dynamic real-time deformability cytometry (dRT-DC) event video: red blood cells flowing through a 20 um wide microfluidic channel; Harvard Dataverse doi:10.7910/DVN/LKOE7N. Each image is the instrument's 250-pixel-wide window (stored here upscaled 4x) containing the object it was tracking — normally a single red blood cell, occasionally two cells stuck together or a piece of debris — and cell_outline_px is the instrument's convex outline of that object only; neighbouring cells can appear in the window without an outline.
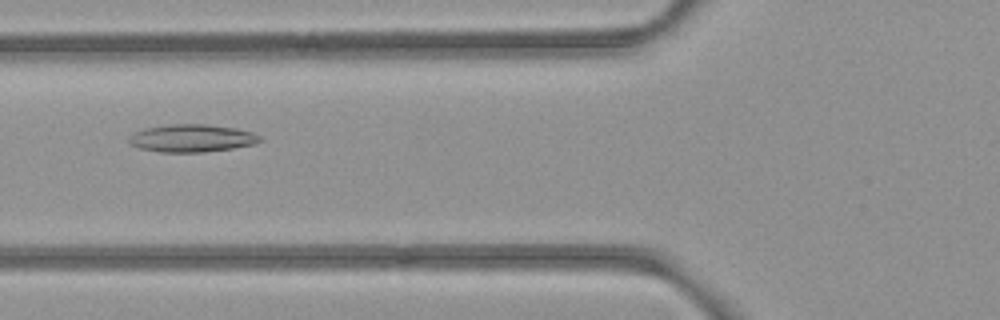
{"species": "common noctule bat (a hibernating species)", "species_latin": "Nyctalus noctula", "temperature_condition": "room temperature", "stored_images_in_passage": 37, "camera_frame_rate_fps": 3000, "um_per_image_px": 0.085, "animal": {"sex": "female", "body_mass_g": 21.9}, "frame": {"image": 1, "passage_image": 5, "time_ms": 1.333, "image_size_px": [1000, 320], "cell_outline_px": [[264, 140], [256, 144], [232, 148], [204, 152], [160, 152], [140, 148], [128, 144], [128, 136], [132, 132], [144, 128], [172, 124], [204, 124], [236, 128], [252, 132], [260, 136]], "centroid_in_image_um": [16.28, 11.75], "position_along_channel_um": 109.5, "area_um2": 21.33}}
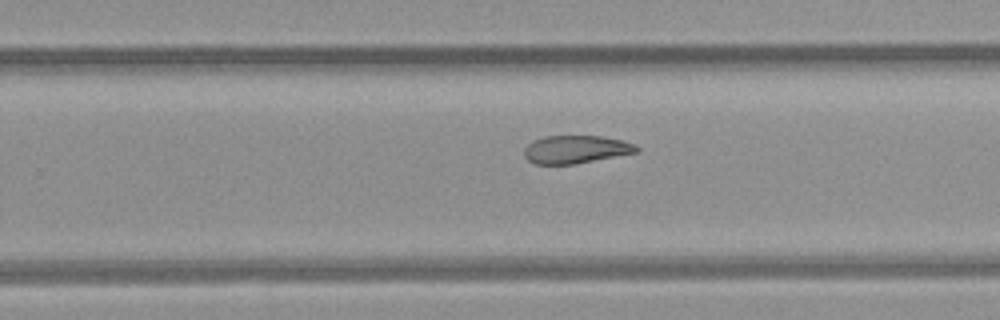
{"frame": {"image": 2, "passage_image": 18, "time_ms": 5.667, "image_size_px": [1000, 320], "cell_outline_px": [[640, 152], [572, 164], [532, 164], [524, 156], [524, 148], [532, 140], [544, 136], [600, 136], [620, 140], [636, 144], [640, 148]], "centroid_in_image_um": [48.93, 12.7], "position_along_channel_um": 280.9, "area_um2": 18.38}}
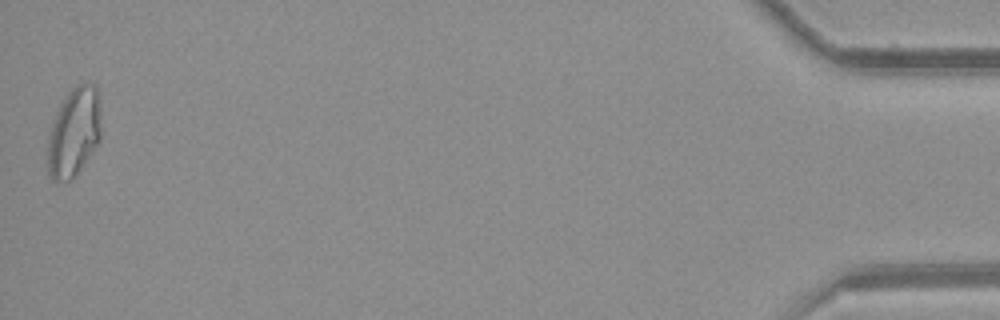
{"frame": {"image": 3, "passage_image": 37, "time_ms": 12.0, "image_size_px": [1000, 320], "cell_outline_px": [[100, 140], [76, 172], [68, 180], [56, 184], [48, 176], [48, 136], [56, 112], [60, 104], [68, 92], [72, 88], [88, 80], [96, 84], [100, 128]], "centroid_in_image_um": [6.25, 11.22], "position_along_channel_um": 428.9, "area_um2": 27.34}, "authors_computed_cell_mechanics": {"area_um2": 20.4612, "velocity_mm_per_s": 3.9538, "shape_relaxation_time_tau1_ms": null, "shape_relaxation_time_tau2_ms": 6.3454, "deformation_change_tau1": null, "deformation_change_tau2": 0.1438}}